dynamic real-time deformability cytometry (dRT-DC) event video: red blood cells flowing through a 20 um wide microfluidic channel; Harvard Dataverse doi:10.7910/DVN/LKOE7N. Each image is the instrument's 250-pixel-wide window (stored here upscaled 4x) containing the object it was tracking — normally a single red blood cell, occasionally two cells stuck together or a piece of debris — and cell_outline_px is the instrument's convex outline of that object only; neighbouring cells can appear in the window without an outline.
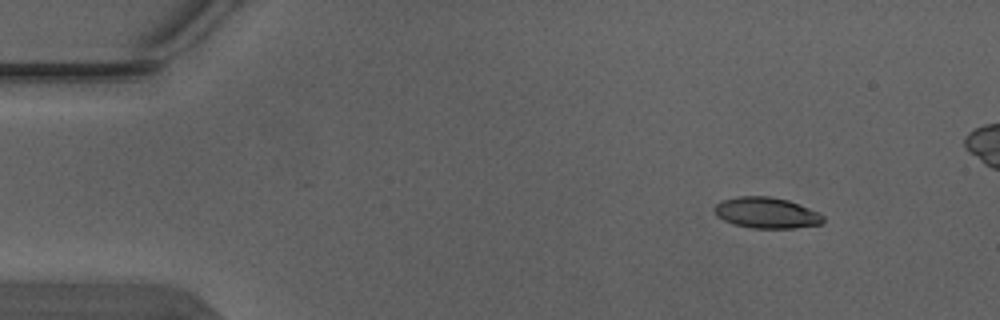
{"species": "Egyptian fruit bat (a non-hibernating species)", "species_latin": "Rousettus aegyptiacus", "temperature_condition": "warm", "stored_images_in_passage": 4, "camera_frame_rate_fps": 3000, "um_per_image_px": 0.085, "animal": {"sex": "male"}, "frame": {"image": 1, "passage_image": 1, "time_ms": 0.0, "image_size_px": [1000, 320], "cell_outline_px": [[824, 220], [820, 224], [792, 228], [752, 228], [732, 224], [716, 216], [712, 208], [716, 204], [724, 200], [736, 196], [768, 196], [788, 200], [808, 208], [824, 216]], "centroid_in_image_um": [65.1, 18.09], "position_along_channel_um": 19.9, "area_um2": 19.54}}